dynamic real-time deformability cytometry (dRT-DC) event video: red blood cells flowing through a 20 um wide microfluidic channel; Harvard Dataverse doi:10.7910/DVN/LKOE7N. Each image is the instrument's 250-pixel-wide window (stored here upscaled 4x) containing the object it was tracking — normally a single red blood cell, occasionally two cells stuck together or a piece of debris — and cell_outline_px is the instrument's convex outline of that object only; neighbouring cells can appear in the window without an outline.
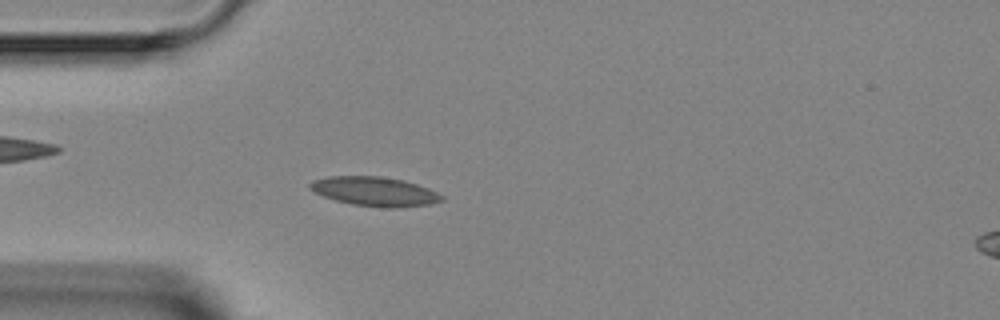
{"species": "Egyptian fruit bat (a non-hibernating species)", "species_latin": "Rousettus aegyptiacus", "temperature_condition": "room temperature", "stored_images_in_passage": 4, "camera_frame_rate_fps": 3000, "um_per_image_px": 0.085, "animal": {"sex": "female"}, "frame": {"image": 1, "passage_image": 4, "time_ms": 4.667, "image_size_px": [1000, 320], "cell_outline_px": [[444, 200], [432, 204], [400, 208], [388, 208], [352, 204], [336, 200], [324, 196], [308, 188], [308, 184], [312, 180], [328, 176], [380, 176], [404, 180], [428, 188], [444, 196]], "centroid_in_image_um": [31.87, 16.27], "position_along_channel_um": 53.1, "area_um2": 22.54}}